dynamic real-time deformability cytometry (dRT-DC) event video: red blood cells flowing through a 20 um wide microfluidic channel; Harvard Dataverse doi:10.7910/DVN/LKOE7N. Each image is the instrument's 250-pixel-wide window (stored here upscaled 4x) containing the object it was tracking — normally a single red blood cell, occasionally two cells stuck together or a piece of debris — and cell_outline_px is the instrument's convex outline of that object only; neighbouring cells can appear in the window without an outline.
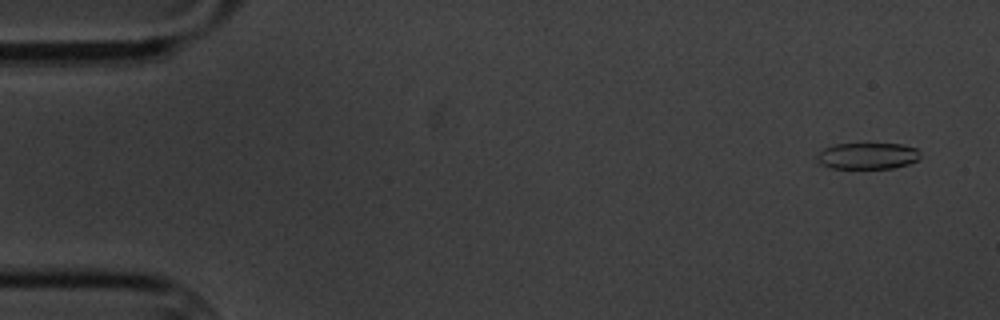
{"species": "common noctule bat (a hibernating species)", "species_latin": "Nyctalus noctula", "temperature_condition": "cold", "stored_images_in_passage": 4, "camera_frame_rate_fps": 3000, "um_per_image_px": 0.085, "animal": {"sex": "male", "body_mass_g": 20.1, "forearm_length_mm": 53.5}, "frame": {"image": 1, "passage_image": 1, "time_ms": 0.0, "image_size_px": [1000, 320], "cell_outline_px": [[920, 156], [916, 160], [908, 164], [892, 168], [832, 168], [820, 164], [816, 160], [816, 156], [824, 148], [836, 144], [900, 144], [916, 148], [920, 152]], "centroid_in_image_um": [73.72, 13.25], "position_along_channel_um": 11.3, "area_um2": 15.78}}
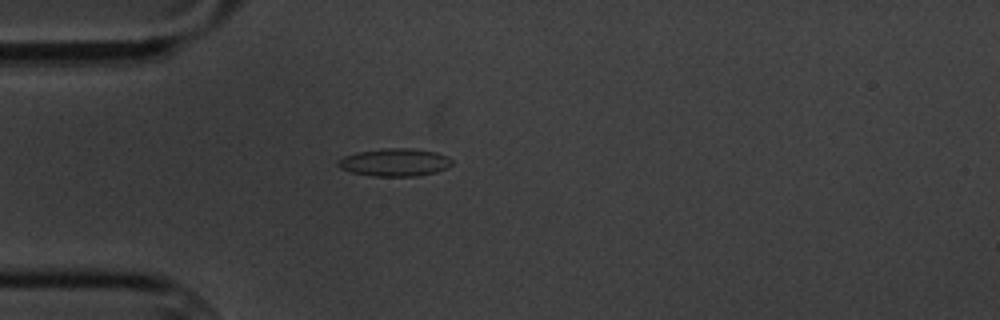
{"frame": {"image": 2, "passage_image": 4, "time_ms": 4.333, "image_size_px": [1000, 320], "cell_outline_px": [[452, 164], [448, 168], [436, 172], [416, 176], [376, 176], [352, 172], [340, 168], [336, 164], [336, 160], [344, 156], [356, 152], [384, 148], [412, 148], [436, 152], [448, 156], [452, 160]], "centroid_in_image_um": [33.56, 13.79], "position_along_channel_um": 51.4, "area_um2": 18.55}}